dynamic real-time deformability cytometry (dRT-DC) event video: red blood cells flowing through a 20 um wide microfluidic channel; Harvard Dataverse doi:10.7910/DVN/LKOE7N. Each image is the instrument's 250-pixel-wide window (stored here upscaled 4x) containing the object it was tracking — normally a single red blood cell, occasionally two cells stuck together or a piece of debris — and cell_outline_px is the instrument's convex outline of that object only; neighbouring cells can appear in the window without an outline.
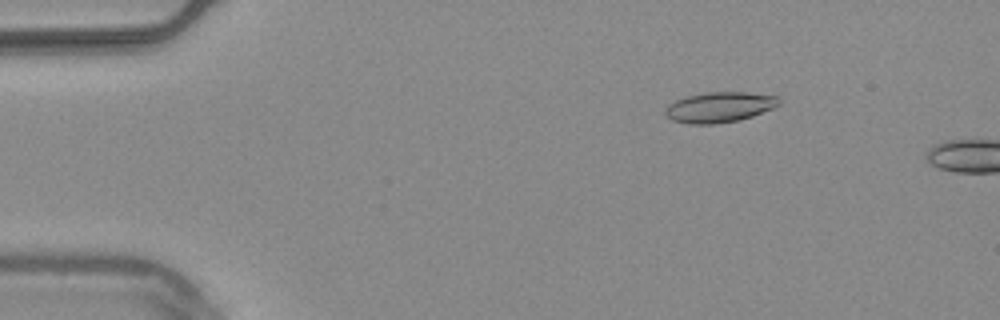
{"species": "common noctule bat (a hibernating species)", "species_latin": "Nyctalus noctula", "temperature_condition": "warm", "stored_images_in_passage": 11, "camera_frame_rate_fps": 3000, "um_per_image_px": 0.085, "animal": {"sex": "male", "body_mass_g": 20.4}, "frame": {"image": 1, "passage_image": 8, "time_ms": 2.333, "image_size_px": [1000, 320], "cell_outline_px": [[780, 104], [772, 108], [752, 116], [740, 120], [716, 124], [688, 124], [672, 120], [664, 112], [664, 108], [668, 104], [676, 100], [688, 96], [704, 92], [748, 92], [780, 96]], "centroid_in_image_um": [61.16, 9.1], "position_along_channel_um": 23.8, "area_um2": 20.29}}